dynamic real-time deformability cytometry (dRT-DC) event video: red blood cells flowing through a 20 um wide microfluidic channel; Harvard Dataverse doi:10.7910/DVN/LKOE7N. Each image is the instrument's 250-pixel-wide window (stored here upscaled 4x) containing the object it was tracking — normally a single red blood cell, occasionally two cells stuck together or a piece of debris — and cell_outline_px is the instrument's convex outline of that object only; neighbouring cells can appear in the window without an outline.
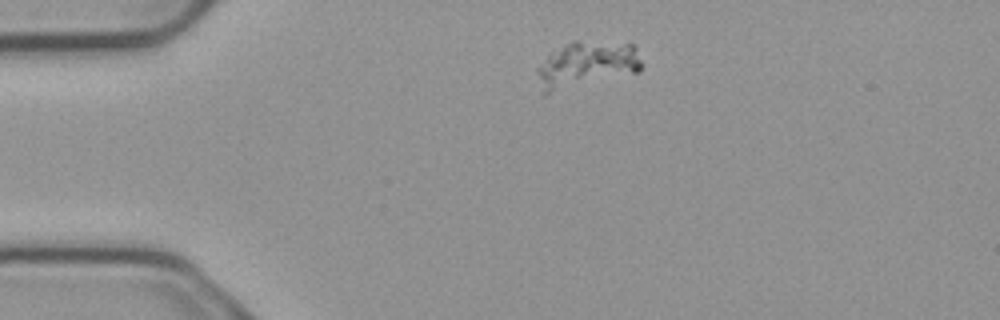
{"species": "common noctule bat (a hibernating species)", "species_latin": "Nyctalus noctula", "temperature_condition": "cold", "stored_images_in_passage": 2, "camera_frame_rate_fps": 3000, "um_per_image_px": 0.085, "animal": {"sex": "male", "body_mass_g": 23.1, "forearm_length_mm": 52.7}, "frame": {"image": 1, "passage_image": 1, "time_ms": 0.0, "image_size_px": [1000, 320], "cell_outline_px": [[640, 72], [544, 96], [536, 72], [536, 68], [552, 52], [564, 44], [572, 40], [576, 40], [632, 44], [636, 48], [640, 60]], "centroid_in_image_um": [49.82, 5.52], "position_along_channel_um": 35.2, "area_um2": 28.55}}